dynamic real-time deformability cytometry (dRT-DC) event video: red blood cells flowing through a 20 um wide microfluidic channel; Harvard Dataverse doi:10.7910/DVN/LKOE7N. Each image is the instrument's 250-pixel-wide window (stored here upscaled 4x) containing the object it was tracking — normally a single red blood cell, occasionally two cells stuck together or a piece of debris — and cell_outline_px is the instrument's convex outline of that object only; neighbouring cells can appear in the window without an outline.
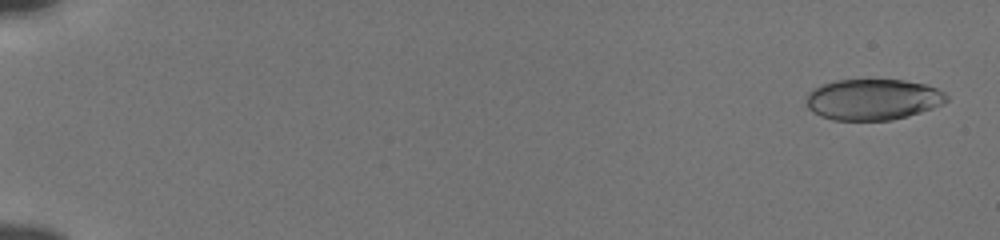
{"species": "human", "species_latin": "Homo sapiens", "temperature_condition": "cold", "stored_images_in_passage": 55, "camera_frame_rate_fps": 3000, "um_per_image_px": 0.085, "donor": {"sex": "male"}, "frame": {"image": 1, "passage_image": 2, "time_ms": 0.333, "image_size_px": [1000, 240], "cell_outline_px": [[948, 100], [944, 104], [908, 116], [892, 120], [832, 120], [820, 116], [812, 112], [808, 108], [804, 100], [808, 92], [812, 88], [836, 80], [904, 80], [928, 84], [944, 92], [948, 96]], "centroid_in_image_um": [74.18, 8.45], "position_along_channel_um": 10.8, "area_um2": 33.87}}
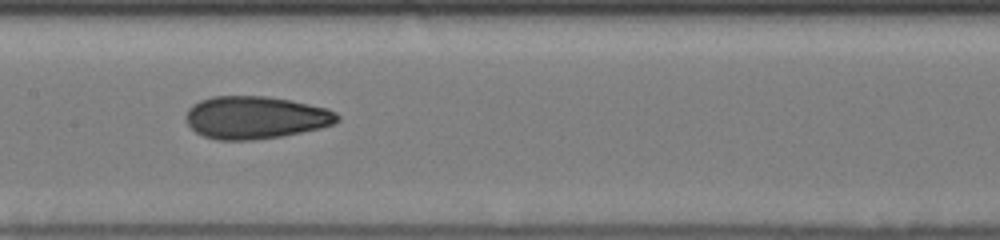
{"frame": {"image": 2, "passage_image": 30, "time_ms": 9.667, "image_size_px": [1000, 240], "cell_outline_px": [[340, 120], [332, 124], [320, 128], [280, 136], [252, 140], [220, 140], [204, 136], [196, 132], [188, 124], [184, 116], [188, 108], [192, 104], [200, 100], [212, 96], [264, 96], [292, 100], [328, 108], [336, 112], [340, 116]], "centroid_in_image_um": [21.71, 9.97], "position_along_channel_um": 185.7, "area_um2": 37.69}}
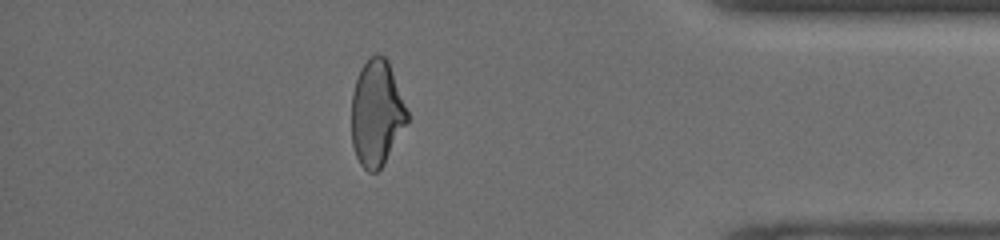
{"frame": {"image": 3, "passage_image": 49, "time_ms": 16.0, "image_size_px": [1000, 240], "cell_outline_px": [[408, 120], [384, 164], [376, 172], [368, 172], [360, 164], [356, 156], [352, 144], [352, 92], [360, 68], [372, 56], [384, 56], [388, 60], [408, 112]], "centroid_in_image_um": [32.0, 9.64], "position_along_channel_um": 403.2, "area_um2": 33.99}, "authors_computed_cell_mechanics": {"area_um2": 35.7782, "velocity_mm_per_s": 3.8575, "shape_relaxation_time_tau1_ms": 9.3456, "shape_relaxation_time_tau2_ms": 1.8596, "deformation_change_tau1": 0.1879, "deformation_change_tau2": 0.0841}}